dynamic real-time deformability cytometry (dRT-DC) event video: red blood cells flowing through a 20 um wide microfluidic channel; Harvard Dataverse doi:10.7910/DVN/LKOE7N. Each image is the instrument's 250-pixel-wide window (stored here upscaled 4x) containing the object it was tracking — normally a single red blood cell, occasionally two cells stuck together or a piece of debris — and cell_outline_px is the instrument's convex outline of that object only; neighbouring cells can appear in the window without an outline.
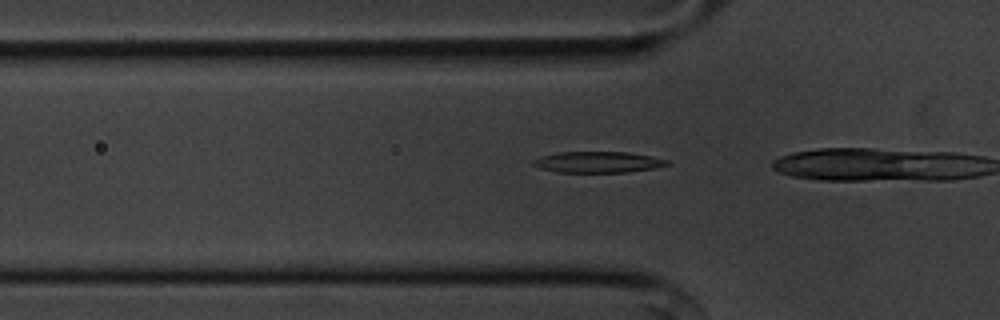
{"species": "common noctule bat (a hibernating species)", "species_latin": "Nyctalus noctula", "temperature_condition": "cold", "stored_images_in_passage": 5, "camera_frame_rate_fps": 3000, "um_per_image_px": 0.085, "animal": {"sex": "male", "body_mass_g": 20.1, "forearm_length_mm": 53.5}, "frame": {"image": 1, "passage_image": 2, "time_ms": 0.333, "image_size_px": [1000, 320], "cell_outline_px": [[668, 164], [652, 168], [628, 172], [556, 172], [540, 168], [532, 164], [532, 160], [540, 156], [556, 152], [628, 152], [668, 160]], "centroid_in_image_um": [50.74, 13.77], "position_along_channel_um": 75.1, "area_um2": 16.3}}